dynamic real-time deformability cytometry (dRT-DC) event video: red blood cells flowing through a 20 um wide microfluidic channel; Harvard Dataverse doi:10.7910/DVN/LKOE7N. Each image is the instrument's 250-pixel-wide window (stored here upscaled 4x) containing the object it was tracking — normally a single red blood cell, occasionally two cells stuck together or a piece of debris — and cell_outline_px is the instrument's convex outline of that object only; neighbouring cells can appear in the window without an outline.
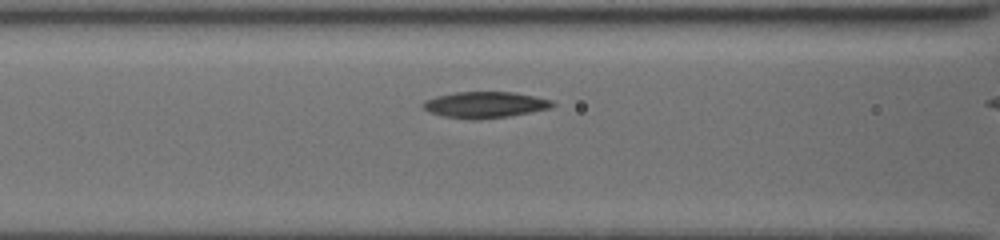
{"species": "common noctule bat (a hibernating species)", "species_latin": "Nyctalus noctula", "temperature_condition": "cold", "stored_images_in_passage": 12, "camera_frame_rate_fps": 3000, "um_per_image_px": 0.085, "animal": {"sex": "female", "body_mass_g": 19.5, "forearm_length_mm": 54.1}, "frame": {"image": 1, "passage_image": 9, "time_ms": 1.667, "image_size_px": [1000, 240], "cell_outline_px": [[556, 104], [552, 108], [508, 116], [444, 116], [432, 112], [424, 108], [420, 104], [424, 100], [436, 96], [456, 92], [516, 92], [552, 100]], "centroid_in_image_um": [41.28, 8.84], "position_along_channel_um": 125.3, "area_um2": 18.79}}